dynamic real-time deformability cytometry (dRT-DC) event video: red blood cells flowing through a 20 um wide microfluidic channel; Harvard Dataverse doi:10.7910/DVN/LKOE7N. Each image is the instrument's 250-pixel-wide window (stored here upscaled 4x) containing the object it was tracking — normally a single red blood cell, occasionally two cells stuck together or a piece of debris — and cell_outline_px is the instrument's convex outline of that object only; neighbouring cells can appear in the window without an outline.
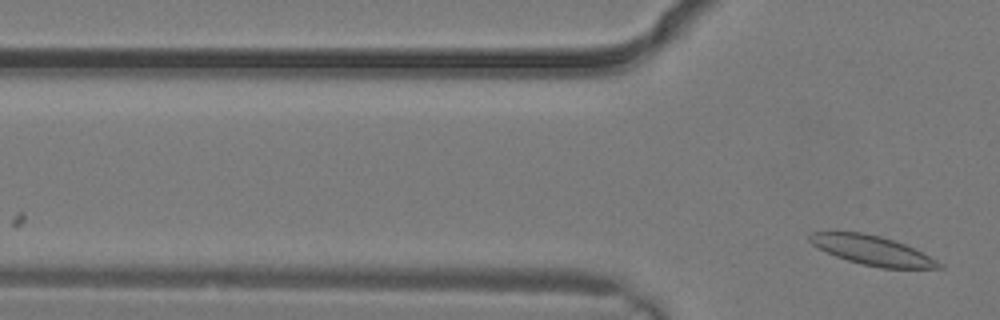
{"species": "common noctule bat (a hibernating species)", "species_latin": "Nyctalus noctula", "temperature_condition": "warm", "stored_images_in_passage": 2, "camera_frame_rate_fps": 3000, "um_per_image_px": 0.085, "animal": {"sex": "male", "body_mass_g": 19.2, "forearm_length_mm": 51.8}, "frame": {"image": 1, "passage_image": 2, "time_ms": 0.333, "image_size_px": [1000, 320], "cell_outline_px": [[944, 268], [880, 268], [848, 260], [836, 256], [812, 244], [808, 240], [808, 236], [812, 232], [864, 232], [880, 236], [904, 244], [936, 260]], "centroid_in_image_um": [74.1, 21.27], "position_along_channel_um": 51.7, "area_um2": 21.56}}